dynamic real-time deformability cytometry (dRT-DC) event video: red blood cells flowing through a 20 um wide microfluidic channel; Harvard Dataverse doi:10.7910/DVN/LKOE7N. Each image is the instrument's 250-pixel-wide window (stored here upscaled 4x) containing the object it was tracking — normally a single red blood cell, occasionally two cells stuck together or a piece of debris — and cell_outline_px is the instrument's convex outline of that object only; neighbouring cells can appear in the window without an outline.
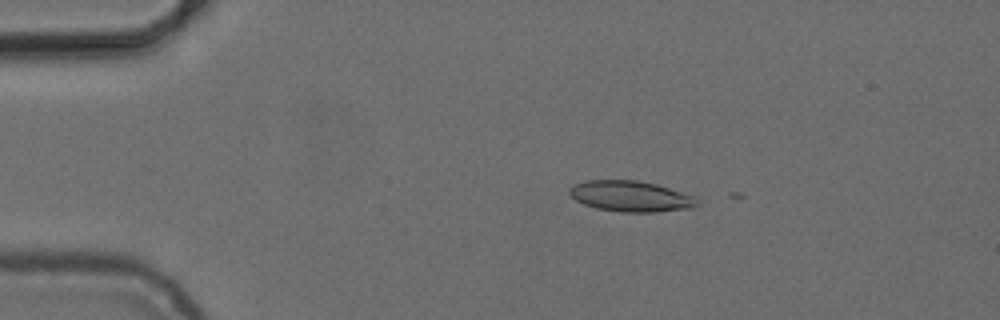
{"species": "common noctule bat (a hibernating species)", "species_latin": "Nyctalus noctula", "temperature_condition": "cold", "stored_images_in_passage": 3, "camera_frame_rate_fps": 3000, "um_per_image_px": 0.085, "animal": {"sex": "female", "body_mass_g": 24.6, "forearm_length_mm": 56.2}, "frame": {"image": 1, "passage_image": 1, "time_ms": 0.0, "image_size_px": [1000, 320], "cell_outline_px": [[696, 208], [656, 212], [620, 212], [596, 208], [584, 204], [576, 200], [568, 192], [568, 188], [584, 180], [636, 180], [656, 184], [696, 196]], "centroid_in_image_um": [53.62, 16.68], "position_along_channel_um": 31.4, "area_um2": 23.0}}